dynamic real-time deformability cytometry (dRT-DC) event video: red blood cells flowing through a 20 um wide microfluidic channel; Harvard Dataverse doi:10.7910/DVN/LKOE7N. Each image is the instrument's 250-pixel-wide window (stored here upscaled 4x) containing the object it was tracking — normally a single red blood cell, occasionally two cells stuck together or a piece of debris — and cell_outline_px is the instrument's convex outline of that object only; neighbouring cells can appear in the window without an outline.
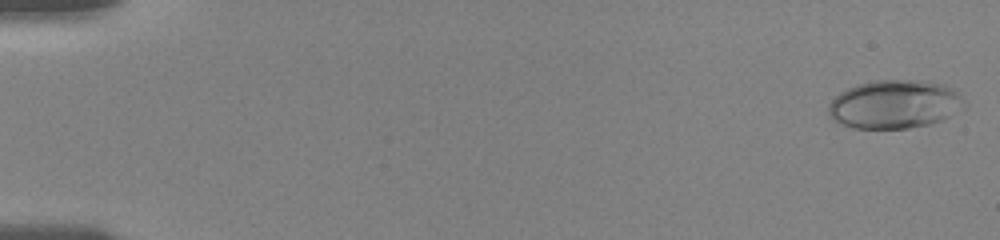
{"species": "human", "species_latin": "Homo sapiens", "temperature_condition": "room temperature", "stored_images_in_passage": 18, "camera_frame_rate_fps": 3000, "um_per_image_px": 0.085, "donor": {"sex": "female"}, "frame": {"image": 1, "passage_image": 1, "time_ms": 0.0, "image_size_px": [1000, 240], "cell_outline_px": [[968, 108], [944, 120], [928, 124], [908, 128], [852, 128], [840, 124], [828, 116], [828, 104], [840, 92], [856, 84], [872, 80], [928, 80], [944, 84], [956, 88], [960, 92], [968, 104]], "centroid_in_image_um": [76.13, 8.85], "position_along_channel_um": 8.9, "area_um2": 39.48}}
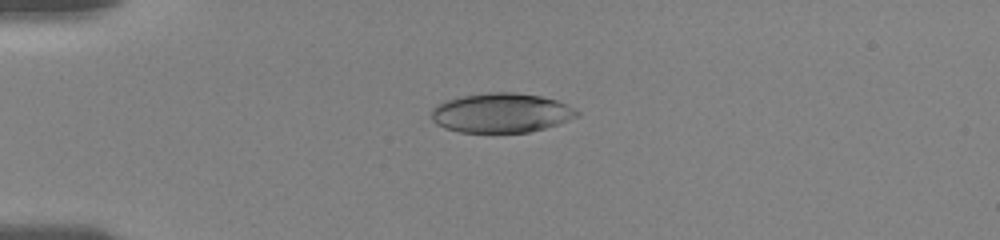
{"frame": {"image": 2, "passage_image": 12, "time_ms": 4.333, "image_size_px": [1000, 240], "cell_outline_px": [[580, 116], [544, 128], [528, 132], [460, 132], [444, 128], [436, 124], [432, 120], [432, 108], [436, 104], [448, 100], [464, 96], [488, 92], [512, 92], [540, 96], [556, 100], [580, 112]], "centroid_in_image_um": [42.58, 9.6], "position_along_channel_um": 42.4, "area_um2": 33.23}}
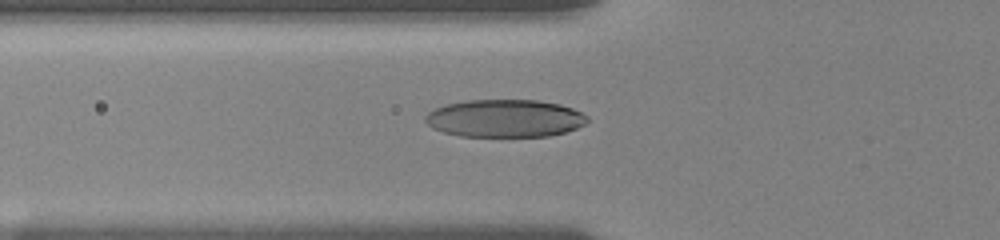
{"frame": {"image": 3, "passage_image": 17, "time_ms": 6.333, "image_size_px": [1000, 240], "cell_outline_px": [[588, 120], [584, 124], [576, 128], [564, 132], [548, 136], [460, 136], [444, 132], [432, 128], [424, 120], [424, 116], [428, 112], [444, 104], [468, 100], [536, 100], [560, 104], [572, 108], [588, 116]], "centroid_in_image_um": [42.89, 10.05], "position_along_channel_um": 82.9, "area_um2": 35.55}}